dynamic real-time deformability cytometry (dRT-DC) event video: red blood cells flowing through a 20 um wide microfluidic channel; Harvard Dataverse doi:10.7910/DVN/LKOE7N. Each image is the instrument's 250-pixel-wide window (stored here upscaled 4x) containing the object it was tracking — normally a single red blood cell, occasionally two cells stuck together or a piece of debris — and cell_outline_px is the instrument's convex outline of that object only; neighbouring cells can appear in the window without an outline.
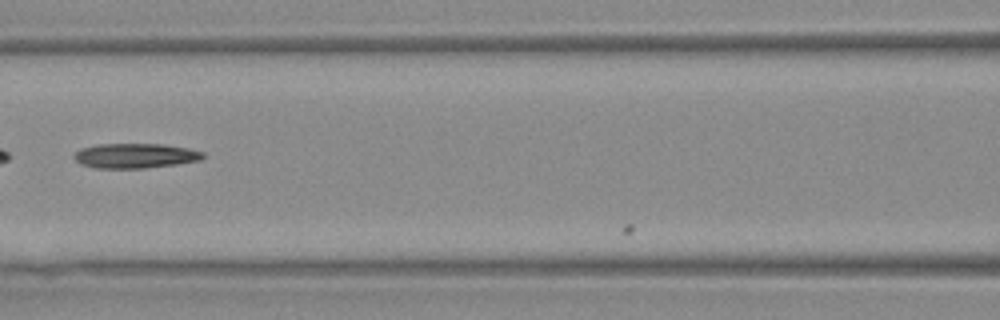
{"species": "Egyptian fruit bat (a non-hibernating species)", "species_latin": "Rousettus aegyptiacus", "temperature_condition": "warm", "stored_images_in_passage": 10, "camera_frame_rate_fps": 3000, "um_per_image_px": 0.085, "animal": {"sex": "female"}, "frame": {"image": 1, "passage_image": 8, "time_ms": 2.333, "image_size_px": [1000, 320], "cell_outline_px": [[204, 156], [200, 160], [176, 164], [144, 168], [96, 168], [80, 164], [76, 160], [76, 152], [80, 148], [96, 144], [164, 144], [188, 148], [204, 152]], "centroid_in_image_um": [11.5, 13.23], "position_along_channel_um": 155.1, "area_um2": 18.55}}